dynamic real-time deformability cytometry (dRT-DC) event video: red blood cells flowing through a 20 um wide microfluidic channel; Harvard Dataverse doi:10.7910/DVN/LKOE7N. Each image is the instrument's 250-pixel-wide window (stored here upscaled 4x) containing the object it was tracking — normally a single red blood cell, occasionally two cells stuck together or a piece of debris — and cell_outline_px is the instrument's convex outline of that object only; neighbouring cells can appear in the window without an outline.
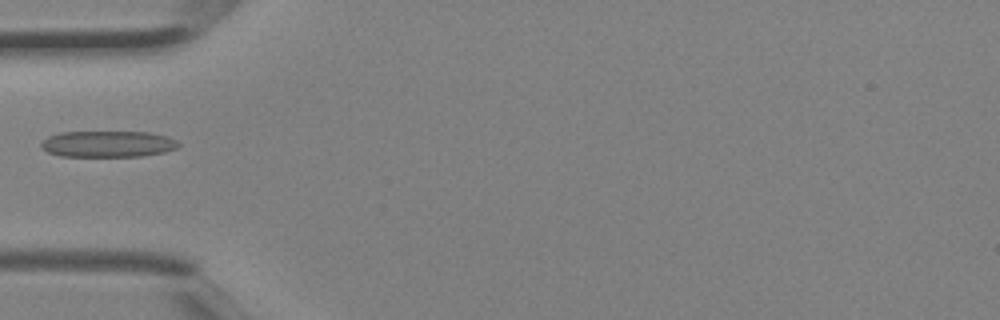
{"species": "Egyptian fruit bat (a non-hibernating species)", "species_latin": "Rousettus aegyptiacus", "temperature_condition": "room temperature", "stored_images_in_passage": 1, "camera_frame_rate_fps": 3000, "um_per_image_px": 0.085, "animal": {"sex": "female"}, "frame": {"image": 1, "passage_image": 1, "time_ms": 0.0, "image_size_px": [1000, 320], "cell_outline_px": [[180, 144], [176, 148], [164, 152], [140, 156], [60, 156], [48, 152], [40, 148], [40, 144], [48, 136], [60, 132], [148, 132], [168, 136], [176, 140]], "centroid_in_image_um": [9.15, 12.23], "position_along_channel_um": 75.8, "area_um2": 21.04}}